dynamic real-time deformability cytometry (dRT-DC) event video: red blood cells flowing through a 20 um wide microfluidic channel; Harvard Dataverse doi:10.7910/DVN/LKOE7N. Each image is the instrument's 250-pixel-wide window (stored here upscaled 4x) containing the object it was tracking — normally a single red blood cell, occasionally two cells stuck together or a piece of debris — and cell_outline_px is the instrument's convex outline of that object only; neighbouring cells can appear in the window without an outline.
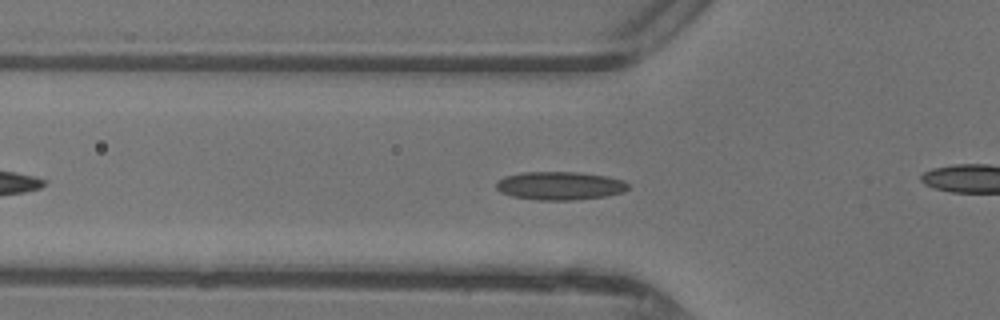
{"species": "common noctule bat (a hibernating species)", "species_latin": "Nyctalus noctula", "temperature_condition": "warm", "stored_images_in_passage": 30, "camera_frame_rate_fps": 3000, "um_per_image_px": 0.085, "animal": {"sex": "female"}, "frame": {"image": 1, "passage_image": 8, "time_ms": 2.333, "image_size_px": [1000, 320], "cell_outline_px": [[628, 188], [624, 192], [604, 196], [572, 200], [536, 200], [512, 196], [500, 192], [496, 188], [496, 184], [504, 176], [524, 172], [580, 172], [608, 176], [624, 180], [628, 184]], "centroid_in_image_um": [47.6, 15.78], "position_along_channel_um": 78.2, "area_um2": 21.79}}
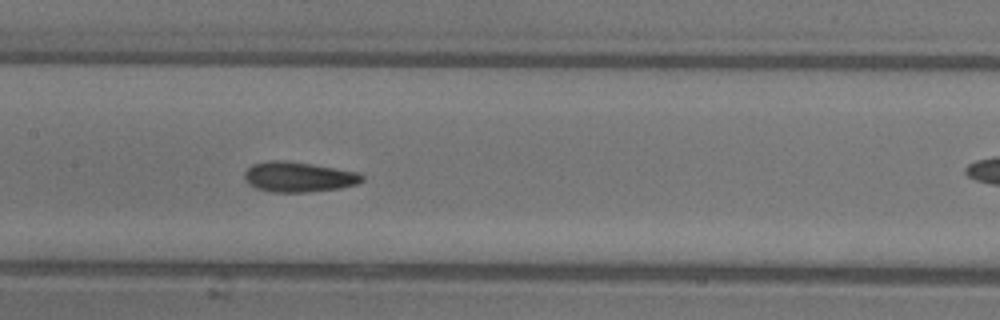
{"frame": {"image": 2, "passage_image": 15, "time_ms": 4.667, "image_size_px": [1000, 320], "cell_outline_px": [[364, 180], [356, 184], [340, 188], [304, 192], [272, 192], [256, 188], [248, 184], [244, 176], [244, 172], [252, 164], [268, 160], [284, 160], [312, 164], [360, 172], [364, 176]], "centroid_in_image_um": [25.37, 15.03], "position_along_channel_um": 182.0, "area_um2": 20.75}}
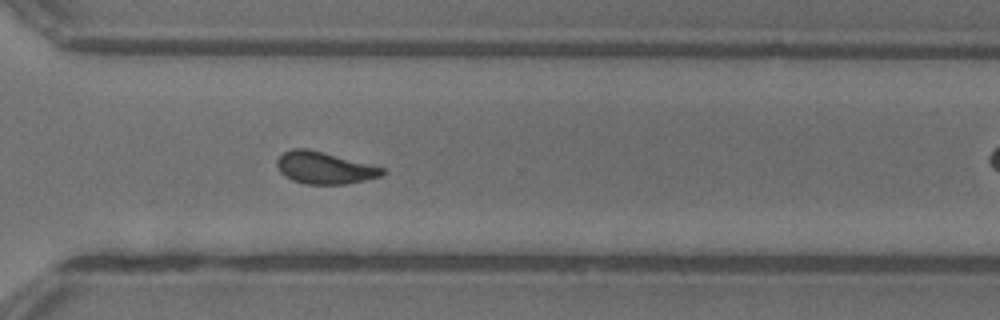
{"frame": {"image": 3, "passage_image": 26, "time_ms": 8.333, "image_size_px": [1000, 320], "cell_outline_px": [[384, 172], [380, 176], [364, 180], [344, 184], [304, 184], [292, 180], [284, 176], [280, 172], [276, 164], [276, 160], [284, 152], [292, 148], [308, 148], [384, 168]], "centroid_in_image_um": [27.51, 14.26], "position_along_channel_um": 343.1, "area_um2": 19.48}}